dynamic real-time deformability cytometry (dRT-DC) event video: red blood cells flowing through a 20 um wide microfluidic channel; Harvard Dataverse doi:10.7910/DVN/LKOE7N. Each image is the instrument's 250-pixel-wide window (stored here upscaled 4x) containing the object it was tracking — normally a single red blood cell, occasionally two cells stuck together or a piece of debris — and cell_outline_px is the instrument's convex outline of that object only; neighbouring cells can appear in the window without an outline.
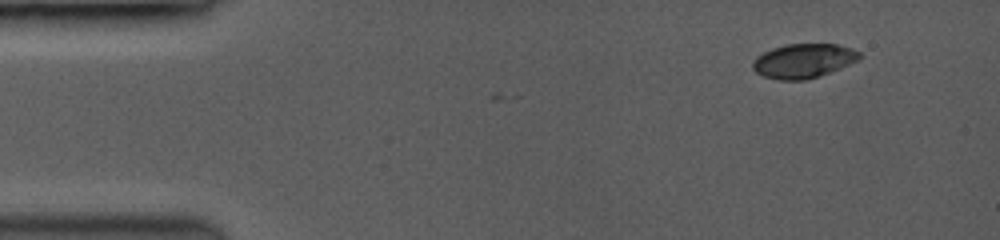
{"species": "common noctule bat (a hibernating species)", "species_latin": "Nyctalus noctula", "temperature_condition": "room temperature", "stored_images_in_passage": 52, "camera_frame_rate_fps": 3500, "um_per_image_px": 0.085, "animal": {"sex": "female", "body_mass_g": 19.0, "forearm_length_mm": 53.3}, "frame": {"image": 1, "passage_image": 1, "time_ms": 0.0, "image_size_px": [1000, 240], "cell_outline_px": [[860, 56], [856, 60], [848, 64], [808, 80], [776, 80], [764, 76], [756, 72], [752, 68], [752, 64], [756, 56], [772, 48], [788, 44], [836, 44], [860, 52]], "centroid_in_image_um": [68.22, 5.18], "position_along_channel_um": 16.8, "area_um2": 20.98}}
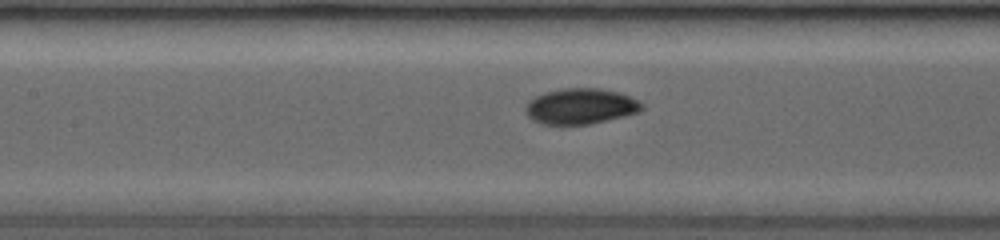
{"frame": {"image": 2, "passage_image": 21, "time_ms": 6.0, "image_size_px": [1000, 240], "cell_outline_px": [[644, 108], [640, 112], [588, 124], [544, 124], [532, 120], [528, 116], [524, 108], [536, 96], [548, 92], [564, 88], [596, 88], [616, 92], [628, 96], [644, 104]], "centroid_in_image_um": [49.36, 9.04], "position_along_channel_um": 158.0, "area_um2": 23.7}}
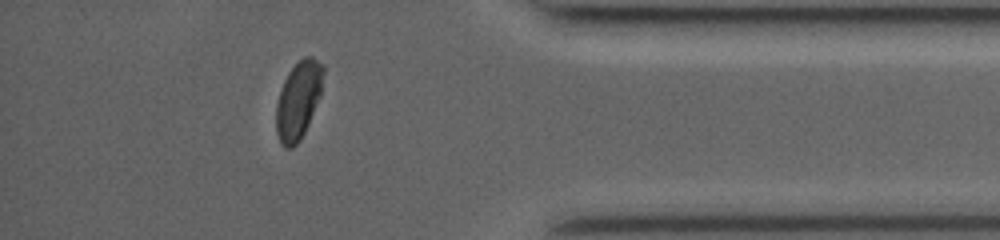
{"frame": {"image": 3, "passage_image": 46, "time_ms": 12.571, "image_size_px": [1000, 240], "cell_outline_px": [[324, 72], [320, 96], [308, 124], [300, 140], [292, 148], [284, 148], [280, 144], [276, 132], [276, 104], [284, 80], [288, 72], [304, 56], [312, 56], [324, 64]], "centroid_in_image_um": [25.36, 8.51], "position_along_channel_um": 409.8, "area_um2": 21.33}, "authors_computed_cell_mechanics": {"area_um2": 22.6865, "velocity_mm_per_s": 4.058, "shape_relaxation_time_tau1_ms": 2.6937, "shape_relaxation_time_tau2_ms": null, "deformation_change_tau1": 0.1479, "deformation_change_tau2": null}}